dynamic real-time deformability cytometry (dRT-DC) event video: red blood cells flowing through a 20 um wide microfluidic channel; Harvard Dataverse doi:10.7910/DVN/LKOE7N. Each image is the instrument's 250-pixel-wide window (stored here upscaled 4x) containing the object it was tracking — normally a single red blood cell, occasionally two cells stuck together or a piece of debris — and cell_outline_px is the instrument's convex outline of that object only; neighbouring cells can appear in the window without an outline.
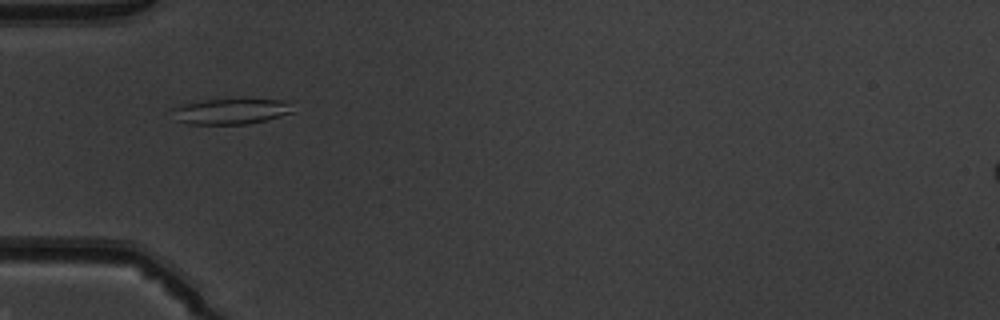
{"species": "common noctule bat (a hibernating species)", "species_latin": "Nyctalus noctula", "temperature_condition": "warm", "stored_images_in_passage": 53, "camera_frame_rate_fps": 3000, "um_per_image_px": 0.085, "animal": {"sex": "male", "body_mass_g": 19.5, "forearm_length_mm": 54.6}, "frame": {"image": 1, "passage_image": 18, "time_ms": 5.667, "image_size_px": [1000, 320], "cell_outline_px": [[292, 112], [268, 120], [248, 124], [188, 124], [176, 120], [168, 108], [180, 104], [196, 100], [284, 100], [288, 104]], "centroid_in_image_um": [19.47, 9.47], "position_along_channel_um": 65.5, "area_um2": 18.03}}
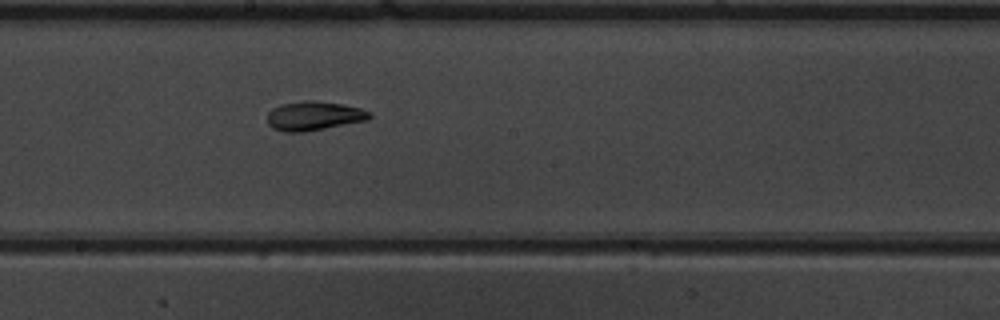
{"frame": {"image": 2, "passage_image": 30, "time_ms": 9.667, "image_size_px": [1000, 320], "cell_outline_px": [[372, 116], [368, 120], [304, 132], [284, 132], [272, 128], [268, 124], [268, 112], [272, 108], [280, 104], [304, 100], [312, 100], [344, 104], [360, 108], [372, 112]], "centroid_in_image_um": [26.68, 9.84], "position_along_channel_um": 221.5, "area_um2": 17.51}}
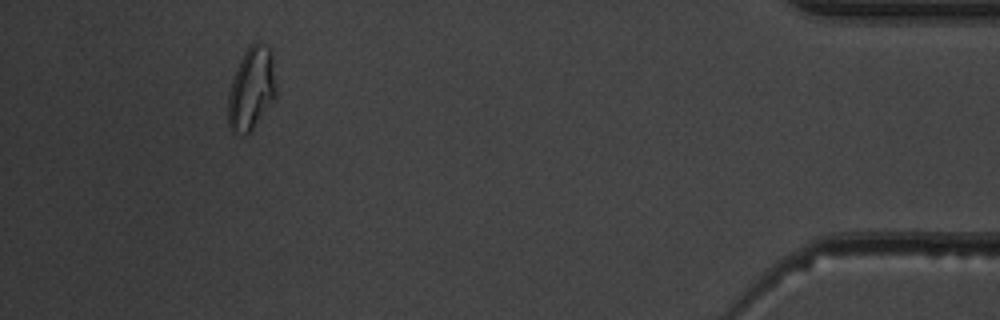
{"frame": {"image": 3, "passage_image": 49, "time_ms": 16.0, "image_size_px": [1000, 320], "cell_outline_px": [[276, 96], [252, 128], [244, 136], [232, 132], [228, 124], [228, 92], [232, 76], [244, 52], [256, 40], [260, 40], [272, 52], [276, 88]], "centroid_in_image_um": [21.35, 7.51], "position_along_channel_um": 413.8, "area_um2": 23.24}, "authors_computed_cell_mechanics": {"area_um2": 18.8428, "velocity_mm_per_s": 3.948, "shape_relaxation_time_tau1_ms": 10.5618, "shape_relaxation_time_tau2_ms": 3.7165, "deformation_change_tau1": 0.2654, "deformation_change_tau2": 0.103}}